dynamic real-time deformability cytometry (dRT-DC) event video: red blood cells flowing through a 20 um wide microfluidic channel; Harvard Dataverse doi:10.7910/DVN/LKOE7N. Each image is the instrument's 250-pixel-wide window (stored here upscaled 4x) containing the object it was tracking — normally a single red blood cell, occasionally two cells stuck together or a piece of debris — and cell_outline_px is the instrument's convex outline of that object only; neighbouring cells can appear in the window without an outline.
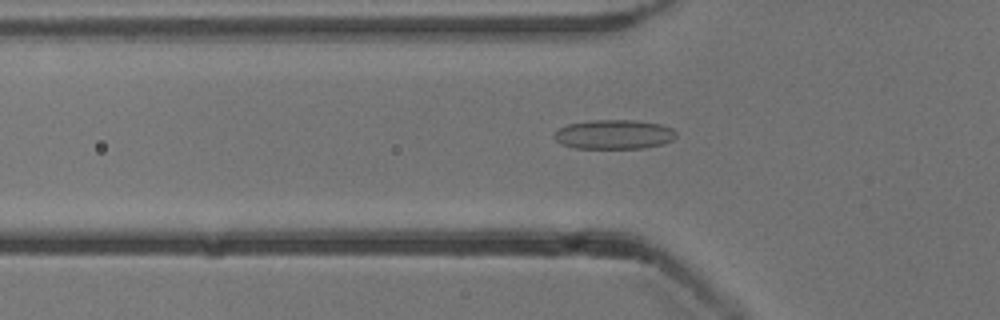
{"species": "common noctule bat (a hibernating species)", "species_latin": "Nyctalus noctula", "temperature_condition": "cold", "stored_images_in_passage": 45, "camera_frame_rate_fps": 3000, "um_per_image_px": 0.085, "animal": {"sex": "male", "body_mass_g": 13.3}, "frame": {"image": 1, "passage_image": 10, "time_ms": 3.0, "image_size_px": [1000, 320], "cell_outline_px": [[676, 136], [672, 140], [664, 144], [644, 148], [576, 148], [564, 144], [556, 140], [552, 136], [560, 128], [568, 124], [588, 120], [636, 120], [660, 124], [672, 128], [676, 132]], "centroid_in_image_um": [52.22, 11.42], "position_along_channel_um": 73.6, "area_um2": 20.87}}
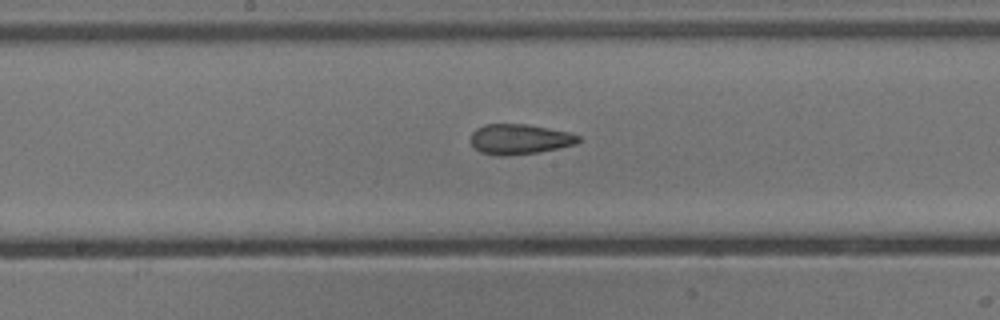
{"frame": {"image": 2, "passage_image": 20, "time_ms": 6.333, "image_size_px": [1000, 320], "cell_outline_px": [[580, 140], [576, 144], [560, 148], [540, 152], [508, 156], [500, 156], [480, 152], [472, 144], [472, 132], [476, 128], [484, 124], [528, 124], [568, 132], [580, 136]], "centroid_in_image_um": [44.18, 11.83], "position_along_channel_um": 204.0, "area_um2": 19.02}}
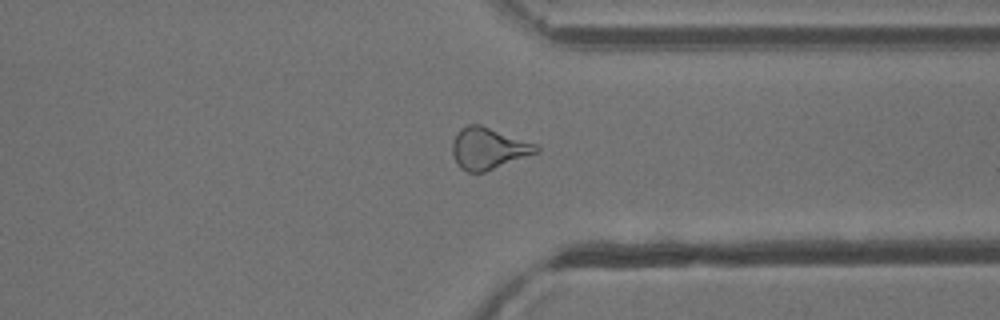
{"frame": {"image": 3, "passage_image": 33, "time_ms": 10.667, "image_size_px": [1000, 320], "cell_outline_px": [[540, 152], [484, 172], [468, 172], [460, 168], [452, 152], [452, 140], [456, 132], [460, 128], [468, 124], [480, 124], [536, 144], [540, 148]], "centroid_in_image_um": [41.5, 12.61], "position_along_channel_um": 369.9, "area_um2": 20.35}, "authors_computed_cell_mechanics": {"area_um2": 19.7676, "velocity_mm_per_s": 3.8675, "shape_relaxation_time_tau1_ms": null, "shape_relaxation_time_tau2_ms": 1.7573, "deformation_change_tau1": null, "deformation_change_tau2": 0.1025}}